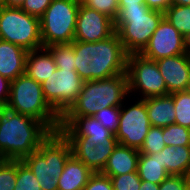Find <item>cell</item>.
Here are the masks:
<instances>
[{
	"mask_svg": "<svg viewBox=\"0 0 190 190\" xmlns=\"http://www.w3.org/2000/svg\"><path fill=\"white\" fill-rule=\"evenodd\" d=\"M75 70L85 81L107 79L127 71L128 53L117 32L97 42L73 41Z\"/></svg>",
	"mask_w": 190,
	"mask_h": 190,
	"instance_id": "1",
	"label": "cell"
},
{
	"mask_svg": "<svg viewBox=\"0 0 190 190\" xmlns=\"http://www.w3.org/2000/svg\"><path fill=\"white\" fill-rule=\"evenodd\" d=\"M51 133L41 121L5 107L0 110V157L22 160Z\"/></svg>",
	"mask_w": 190,
	"mask_h": 190,
	"instance_id": "2",
	"label": "cell"
},
{
	"mask_svg": "<svg viewBox=\"0 0 190 190\" xmlns=\"http://www.w3.org/2000/svg\"><path fill=\"white\" fill-rule=\"evenodd\" d=\"M128 94L127 73L85 81L76 101L62 116H93L106 107H121Z\"/></svg>",
	"mask_w": 190,
	"mask_h": 190,
	"instance_id": "3",
	"label": "cell"
},
{
	"mask_svg": "<svg viewBox=\"0 0 190 190\" xmlns=\"http://www.w3.org/2000/svg\"><path fill=\"white\" fill-rule=\"evenodd\" d=\"M72 155L69 141L60 131L52 132L30 155L22 161L37 178L41 190H58V178L65 162Z\"/></svg>",
	"mask_w": 190,
	"mask_h": 190,
	"instance_id": "4",
	"label": "cell"
},
{
	"mask_svg": "<svg viewBox=\"0 0 190 190\" xmlns=\"http://www.w3.org/2000/svg\"><path fill=\"white\" fill-rule=\"evenodd\" d=\"M163 18V12L151 10L146 4L119 6L115 31L125 51L128 54H140Z\"/></svg>",
	"mask_w": 190,
	"mask_h": 190,
	"instance_id": "5",
	"label": "cell"
},
{
	"mask_svg": "<svg viewBox=\"0 0 190 190\" xmlns=\"http://www.w3.org/2000/svg\"><path fill=\"white\" fill-rule=\"evenodd\" d=\"M6 108L41 121L51 132L60 129V116L45 100L41 83L26 74L11 81Z\"/></svg>",
	"mask_w": 190,
	"mask_h": 190,
	"instance_id": "6",
	"label": "cell"
},
{
	"mask_svg": "<svg viewBox=\"0 0 190 190\" xmlns=\"http://www.w3.org/2000/svg\"><path fill=\"white\" fill-rule=\"evenodd\" d=\"M81 0H53L40 18L43 47L72 43Z\"/></svg>",
	"mask_w": 190,
	"mask_h": 190,
	"instance_id": "7",
	"label": "cell"
},
{
	"mask_svg": "<svg viewBox=\"0 0 190 190\" xmlns=\"http://www.w3.org/2000/svg\"><path fill=\"white\" fill-rule=\"evenodd\" d=\"M0 39L27 51L43 47L40 19L21 8L0 7Z\"/></svg>",
	"mask_w": 190,
	"mask_h": 190,
	"instance_id": "8",
	"label": "cell"
},
{
	"mask_svg": "<svg viewBox=\"0 0 190 190\" xmlns=\"http://www.w3.org/2000/svg\"><path fill=\"white\" fill-rule=\"evenodd\" d=\"M83 84L76 70L56 68L41 86L45 100L61 117L76 101Z\"/></svg>",
	"mask_w": 190,
	"mask_h": 190,
	"instance_id": "9",
	"label": "cell"
},
{
	"mask_svg": "<svg viewBox=\"0 0 190 190\" xmlns=\"http://www.w3.org/2000/svg\"><path fill=\"white\" fill-rule=\"evenodd\" d=\"M126 73L129 94L140 90L142 99L169 94L156 61L146 59L141 54H128Z\"/></svg>",
	"mask_w": 190,
	"mask_h": 190,
	"instance_id": "10",
	"label": "cell"
},
{
	"mask_svg": "<svg viewBox=\"0 0 190 190\" xmlns=\"http://www.w3.org/2000/svg\"><path fill=\"white\" fill-rule=\"evenodd\" d=\"M123 107H120L119 125L114 135L119 144L139 150L151 127L146 102L140 98L128 109Z\"/></svg>",
	"mask_w": 190,
	"mask_h": 190,
	"instance_id": "11",
	"label": "cell"
},
{
	"mask_svg": "<svg viewBox=\"0 0 190 190\" xmlns=\"http://www.w3.org/2000/svg\"><path fill=\"white\" fill-rule=\"evenodd\" d=\"M184 53H187L184 36L164 17L140 54L146 59L156 61Z\"/></svg>",
	"mask_w": 190,
	"mask_h": 190,
	"instance_id": "12",
	"label": "cell"
},
{
	"mask_svg": "<svg viewBox=\"0 0 190 190\" xmlns=\"http://www.w3.org/2000/svg\"><path fill=\"white\" fill-rule=\"evenodd\" d=\"M115 21L80 2L74 41L97 42L115 33Z\"/></svg>",
	"mask_w": 190,
	"mask_h": 190,
	"instance_id": "13",
	"label": "cell"
},
{
	"mask_svg": "<svg viewBox=\"0 0 190 190\" xmlns=\"http://www.w3.org/2000/svg\"><path fill=\"white\" fill-rule=\"evenodd\" d=\"M70 143L72 155L82 161L94 173L101 172L109 156L118 144V140L94 144L83 136H64Z\"/></svg>",
	"mask_w": 190,
	"mask_h": 190,
	"instance_id": "14",
	"label": "cell"
},
{
	"mask_svg": "<svg viewBox=\"0 0 190 190\" xmlns=\"http://www.w3.org/2000/svg\"><path fill=\"white\" fill-rule=\"evenodd\" d=\"M59 131L64 136H83L95 145L106 140H117L114 133L93 116H61Z\"/></svg>",
	"mask_w": 190,
	"mask_h": 190,
	"instance_id": "15",
	"label": "cell"
},
{
	"mask_svg": "<svg viewBox=\"0 0 190 190\" xmlns=\"http://www.w3.org/2000/svg\"><path fill=\"white\" fill-rule=\"evenodd\" d=\"M169 94L190 88V54L184 53L156 60Z\"/></svg>",
	"mask_w": 190,
	"mask_h": 190,
	"instance_id": "16",
	"label": "cell"
},
{
	"mask_svg": "<svg viewBox=\"0 0 190 190\" xmlns=\"http://www.w3.org/2000/svg\"><path fill=\"white\" fill-rule=\"evenodd\" d=\"M27 53L23 47L0 39V75L13 81L25 74Z\"/></svg>",
	"mask_w": 190,
	"mask_h": 190,
	"instance_id": "17",
	"label": "cell"
},
{
	"mask_svg": "<svg viewBox=\"0 0 190 190\" xmlns=\"http://www.w3.org/2000/svg\"><path fill=\"white\" fill-rule=\"evenodd\" d=\"M139 155L138 149L118 143L100 173L106 176H119L137 172Z\"/></svg>",
	"mask_w": 190,
	"mask_h": 190,
	"instance_id": "18",
	"label": "cell"
},
{
	"mask_svg": "<svg viewBox=\"0 0 190 190\" xmlns=\"http://www.w3.org/2000/svg\"><path fill=\"white\" fill-rule=\"evenodd\" d=\"M94 172L71 155L58 178V190H82Z\"/></svg>",
	"mask_w": 190,
	"mask_h": 190,
	"instance_id": "19",
	"label": "cell"
},
{
	"mask_svg": "<svg viewBox=\"0 0 190 190\" xmlns=\"http://www.w3.org/2000/svg\"><path fill=\"white\" fill-rule=\"evenodd\" d=\"M56 68L51 52L46 47L28 51L25 61V74L28 77L42 83Z\"/></svg>",
	"mask_w": 190,
	"mask_h": 190,
	"instance_id": "20",
	"label": "cell"
},
{
	"mask_svg": "<svg viewBox=\"0 0 190 190\" xmlns=\"http://www.w3.org/2000/svg\"><path fill=\"white\" fill-rule=\"evenodd\" d=\"M144 100L151 126L163 128L175 124L174 102L170 94L148 97Z\"/></svg>",
	"mask_w": 190,
	"mask_h": 190,
	"instance_id": "21",
	"label": "cell"
},
{
	"mask_svg": "<svg viewBox=\"0 0 190 190\" xmlns=\"http://www.w3.org/2000/svg\"><path fill=\"white\" fill-rule=\"evenodd\" d=\"M160 161L170 175L188 176L190 146H165L160 151Z\"/></svg>",
	"mask_w": 190,
	"mask_h": 190,
	"instance_id": "22",
	"label": "cell"
},
{
	"mask_svg": "<svg viewBox=\"0 0 190 190\" xmlns=\"http://www.w3.org/2000/svg\"><path fill=\"white\" fill-rule=\"evenodd\" d=\"M137 172L142 181L155 184H160L170 175L162 166L160 152L149 155L140 153Z\"/></svg>",
	"mask_w": 190,
	"mask_h": 190,
	"instance_id": "23",
	"label": "cell"
},
{
	"mask_svg": "<svg viewBox=\"0 0 190 190\" xmlns=\"http://www.w3.org/2000/svg\"><path fill=\"white\" fill-rule=\"evenodd\" d=\"M164 17L183 36L190 32V6H179L171 4L164 12Z\"/></svg>",
	"mask_w": 190,
	"mask_h": 190,
	"instance_id": "24",
	"label": "cell"
},
{
	"mask_svg": "<svg viewBox=\"0 0 190 190\" xmlns=\"http://www.w3.org/2000/svg\"><path fill=\"white\" fill-rule=\"evenodd\" d=\"M59 69L75 70V52L72 43L54 44L46 47Z\"/></svg>",
	"mask_w": 190,
	"mask_h": 190,
	"instance_id": "25",
	"label": "cell"
},
{
	"mask_svg": "<svg viewBox=\"0 0 190 190\" xmlns=\"http://www.w3.org/2000/svg\"><path fill=\"white\" fill-rule=\"evenodd\" d=\"M173 97L175 109V124L190 129V90L170 94Z\"/></svg>",
	"mask_w": 190,
	"mask_h": 190,
	"instance_id": "26",
	"label": "cell"
},
{
	"mask_svg": "<svg viewBox=\"0 0 190 190\" xmlns=\"http://www.w3.org/2000/svg\"><path fill=\"white\" fill-rule=\"evenodd\" d=\"M165 146H190V129L177 124L163 127Z\"/></svg>",
	"mask_w": 190,
	"mask_h": 190,
	"instance_id": "27",
	"label": "cell"
},
{
	"mask_svg": "<svg viewBox=\"0 0 190 190\" xmlns=\"http://www.w3.org/2000/svg\"><path fill=\"white\" fill-rule=\"evenodd\" d=\"M14 190H41L34 173L22 160H17V179Z\"/></svg>",
	"mask_w": 190,
	"mask_h": 190,
	"instance_id": "28",
	"label": "cell"
},
{
	"mask_svg": "<svg viewBox=\"0 0 190 190\" xmlns=\"http://www.w3.org/2000/svg\"><path fill=\"white\" fill-rule=\"evenodd\" d=\"M165 147L163 140V128L151 126L142 147L139 149L143 154H156Z\"/></svg>",
	"mask_w": 190,
	"mask_h": 190,
	"instance_id": "29",
	"label": "cell"
},
{
	"mask_svg": "<svg viewBox=\"0 0 190 190\" xmlns=\"http://www.w3.org/2000/svg\"><path fill=\"white\" fill-rule=\"evenodd\" d=\"M17 179V160L0 161V190H14Z\"/></svg>",
	"mask_w": 190,
	"mask_h": 190,
	"instance_id": "30",
	"label": "cell"
},
{
	"mask_svg": "<svg viewBox=\"0 0 190 190\" xmlns=\"http://www.w3.org/2000/svg\"><path fill=\"white\" fill-rule=\"evenodd\" d=\"M93 117L100 124L115 134L119 125L120 107H106L96 112Z\"/></svg>",
	"mask_w": 190,
	"mask_h": 190,
	"instance_id": "31",
	"label": "cell"
},
{
	"mask_svg": "<svg viewBox=\"0 0 190 190\" xmlns=\"http://www.w3.org/2000/svg\"><path fill=\"white\" fill-rule=\"evenodd\" d=\"M81 3L90 9L107 15L114 21L119 13L118 0H81Z\"/></svg>",
	"mask_w": 190,
	"mask_h": 190,
	"instance_id": "32",
	"label": "cell"
},
{
	"mask_svg": "<svg viewBox=\"0 0 190 190\" xmlns=\"http://www.w3.org/2000/svg\"><path fill=\"white\" fill-rule=\"evenodd\" d=\"M113 190H139L141 179L138 172H131L119 176H109Z\"/></svg>",
	"mask_w": 190,
	"mask_h": 190,
	"instance_id": "33",
	"label": "cell"
},
{
	"mask_svg": "<svg viewBox=\"0 0 190 190\" xmlns=\"http://www.w3.org/2000/svg\"><path fill=\"white\" fill-rule=\"evenodd\" d=\"M53 0H25L21 9L31 16L41 18Z\"/></svg>",
	"mask_w": 190,
	"mask_h": 190,
	"instance_id": "34",
	"label": "cell"
},
{
	"mask_svg": "<svg viewBox=\"0 0 190 190\" xmlns=\"http://www.w3.org/2000/svg\"><path fill=\"white\" fill-rule=\"evenodd\" d=\"M82 190H113V186L109 176L96 172Z\"/></svg>",
	"mask_w": 190,
	"mask_h": 190,
	"instance_id": "35",
	"label": "cell"
},
{
	"mask_svg": "<svg viewBox=\"0 0 190 190\" xmlns=\"http://www.w3.org/2000/svg\"><path fill=\"white\" fill-rule=\"evenodd\" d=\"M189 183L188 176L169 175L160 183L159 190H184Z\"/></svg>",
	"mask_w": 190,
	"mask_h": 190,
	"instance_id": "36",
	"label": "cell"
},
{
	"mask_svg": "<svg viewBox=\"0 0 190 190\" xmlns=\"http://www.w3.org/2000/svg\"><path fill=\"white\" fill-rule=\"evenodd\" d=\"M11 81L0 75V108L7 106L10 97Z\"/></svg>",
	"mask_w": 190,
	"mask_h": 190,
	"instance_id": "37",
	"label": "cell"
},
{
	"mask_svg": "<svg viewBox=\"0 0 190 190\" xmlns=\"http://www.w3.org/2000/svg\"><path fill=\"white\" fill-rule=\"evenodd\" d=\"M145 4L151 10L165 12L171 5V0H145Z\"/></svg>",
	"mask_w": 190,
	"mask_h": 190,
	"instance_id": "38",
	"label": "cell"
},
{
	"mask_svg": "<svg viewBox=\"0 0 190 190\" xmlns=\"http://www.w3.org/2000/svg\"><path fill=\"white\" fill-rule=\"evenodd\" d=\"M25 0H4L3 6L9 8H21Z\"/></svg>",
	"mask_w": 190,
	"mask_h": 190,
	"instance_id": "39",
	"label": "cell"
},
{
	"mask_svg": "<svg viewBox=\"0 0 190 190\" xmlns=\"http://www.w3.org/2000/svg\"><path fill=\"white\" fill-rule=\"evenodd\" d=\"M160 184H155L148 181H142L141 180V186L139 190H159Z\"/></svg>",
	"mask_w": 190,
	"mask_h": 190,
	"instance_id": "40",
	"label": "cell"
},
{
	"mask_svg": "<svg viewBox=\"0 0 190 190\" xmlns=\"http://www.w3.org/2000/svg\"><path fill=\"white\" fill-rule=\"evenodd\" d=\"M138 4H145V0H118L119 6H138Z\"/></svg>",
	"mask_w": 190,
	"mask_h": 190,
	"instance_id": "41",
	"label": "cell"
},
{
	"mask_svg": "<svg viewBox=\"0 0 190 190\" xmlns=\"http://www.w3.org/2000/svg\"><path fill=\"white\" fill-rule=\"evenodd\" d=\"M171 4L179 6H190V0H171Z\"/></svg>",
	"mask_w": 190,
	"mask_h": 190,
	"instance_id": "42",
	"label": "cell"
},
{
	"mask_svg": "<svg viewBox=\"0 0 190 190\" xmlns=\"http://www.w3.org/2000/svg\"><path fill=\"white\" fill-rule=\"evenodd\" d=\"M184 45L186 52L190 54V32L184 36Z\"/></svg>",
	"mask_w": 190,
	"mask_h": 190,
	"instance_id": "43",
	"label": "cell"
},
{
	"mask_svg": "<svg viewBox=\"0 0 190 190\" xmlns=\"http://www.w3.org/2000/svg\"><path fill=\"white\" fill-rule=\"evenodd\" d=\"M184 190H190V183L186 186Z\"/></svg>",
	"mask_w": 190,
	"mask_h": 190,
	"instance_id": "44",
	"label": "cell"
},
{
	"mask_svg": "<svg viewBox=\"0 0 190 190\" xmlns=\"http://www.w3.org/2000/svg\"><path fill=\"white\" fill-rule=\"evenodd\" d=\"M4 0H0V7L3 6Z\"/></svg>",
	"mask_w": 190,
	"mask_h": 190,
	"instance_id": "45",
	"label": "cell"
}]
</instances>
